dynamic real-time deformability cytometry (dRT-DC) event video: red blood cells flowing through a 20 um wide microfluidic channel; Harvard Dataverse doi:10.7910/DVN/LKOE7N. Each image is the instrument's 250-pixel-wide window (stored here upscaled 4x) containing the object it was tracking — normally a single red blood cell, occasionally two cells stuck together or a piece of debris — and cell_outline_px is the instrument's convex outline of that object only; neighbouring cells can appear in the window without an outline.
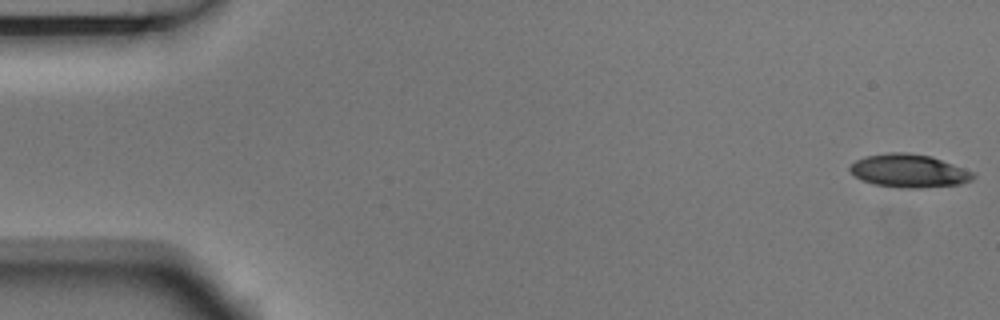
{"species": "Egyptian fruit bat (a non-hibernating species)", "species_latin": "Rousettus aegyptiacus", "temperature_condition": "room temperature", "stored_images_in_passage": 4, "camera_frame_rate_fps": 3000, "um_per_image_px": 0.085, "animal": {"sex": "male"}, "frame": {"image": 1, "passage_image": 1, "time_ms": 0.0, "image_size_px": [1000, 320], "cell_outline_px": [[976, 176], [972, 180], [960, 184], [920, 188], [900, 188], [876, 184], [864, 180], [856, 176], [848, 168], [856, 160], [864, 156], [888, 152], [908, 152], [932, 156], [976, 172]], "centroid_in_image_um": [77.32, 14.51], "position_along_channel_um": 7.7, "area_um2": 23.99}}
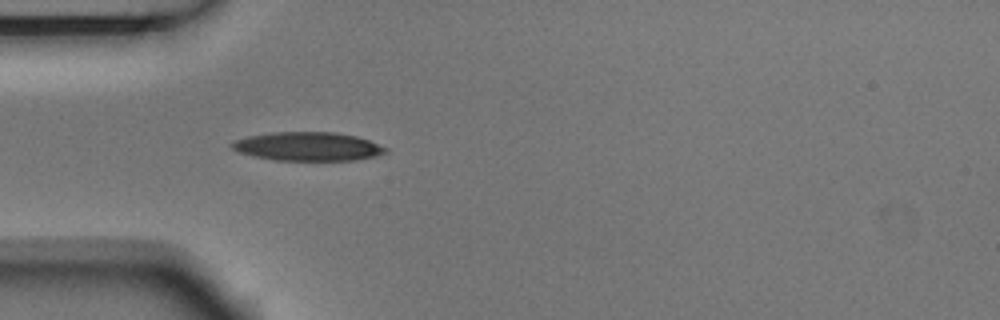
{"frame": {"image": 2, "passage_image": 4, "time_ms": 1.0, "image_size_px": [1000, 320], "cell_outline_px": [[388, 152], [376, 156], [356, 160], [276, 160], [252, 156], [240, 152], [232, 148], [232, 144], [236, 140], [248, 136], [272, 132], [332, 132], [356, 136], [368, 140], [388, 148]], "centroid_in_image_um": [26.2, 12.45], "position_along_channel_um": 58.8, "area_um2": 25.55}}